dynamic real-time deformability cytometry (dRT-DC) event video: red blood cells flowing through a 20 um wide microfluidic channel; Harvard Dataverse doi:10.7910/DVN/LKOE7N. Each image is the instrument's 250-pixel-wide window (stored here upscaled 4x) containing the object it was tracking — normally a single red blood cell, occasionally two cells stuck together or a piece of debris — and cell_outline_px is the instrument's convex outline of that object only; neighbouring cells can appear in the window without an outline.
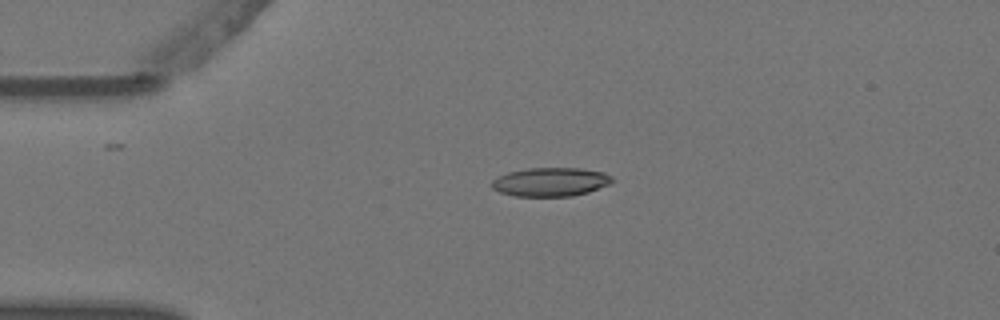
{"species": "Egyptian fruit bat (a non-hibernating species)", "species_latin": "Rousettus aegyptiacus", "temperature_condition": "warm", "stored_images_in_passage": 6, "camera_frame_rate_fps": 3000, "um_per_image_px": 0.085, "animal": {"sex": "female"}, "frame": {"image": 1, "passage_image": 4, "time_ms": 1.0, "image_size_px": [1000, 320], "cell_outline_px": [[612, 184], [588, 192], [572, 196], [512, 196], [500, 192], [492, 188], [492, 180], [508, 172], [528, 168], [580, 168], [604, 172], [612, 176]], "centroid_in_image_um": [46.82, 15.46], "position_along_channel_um": 38.2, "area_um2": 20.23}}
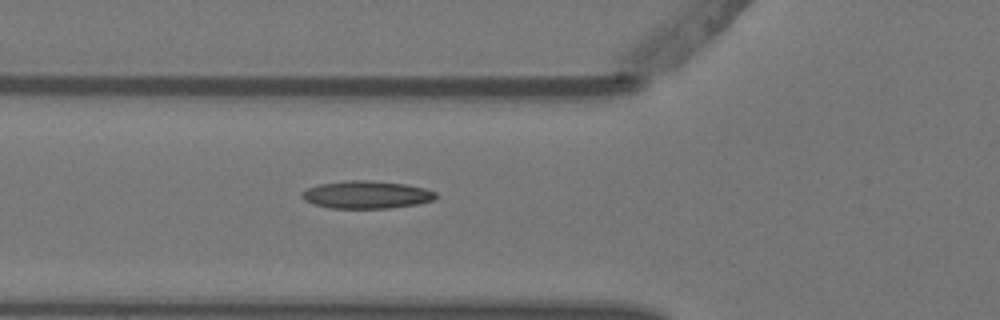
{"frame": {"image": 2, "passage_image": 6, "time_ms": 1.667, "image_size_px": [1000, 320], "cell_outline_px": [[436, 196], [432, 200], [416, 204], [392, 208], [328, 208], [312, 204], [304, 200], [300, 196], [300, 192], [308, 188], [320, 184], [344, 180], [364, 180], [404, 184], [424, 188], [436, 192]], "centroid_in_image_um": [31.09, 16.55], "position_along_channel_um": 94.7, "area_um2": 21.56}}